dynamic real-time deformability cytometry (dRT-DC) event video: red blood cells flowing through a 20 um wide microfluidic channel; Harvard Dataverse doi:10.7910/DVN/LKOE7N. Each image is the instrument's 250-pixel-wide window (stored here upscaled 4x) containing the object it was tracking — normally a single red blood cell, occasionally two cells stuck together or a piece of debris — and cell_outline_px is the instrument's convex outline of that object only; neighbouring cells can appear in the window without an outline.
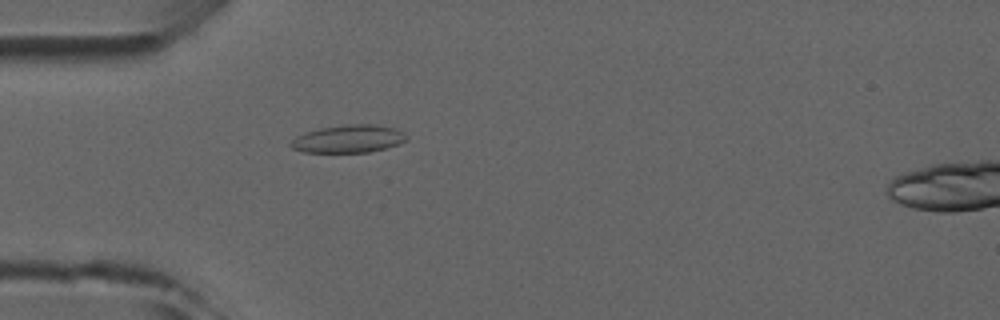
{"species": "common noctule bat (a hibernating species)", "species_latin": "Nyctalus noctula", "temperature_condition": "room temperature", "stored_images_in_passage": 4, "camera_frame_rate_fps": 3000, "um_per_image_px": 0.085, "animal": {"sex": "male", "forearm_length_mm": 52.5}, "frame": {"image": 1, "passage_image": 4, "time_ms": 4.333, "image_size_px": [1000, 320], "cell_outline_px": [[408, 140], [384, 148], [368, 152], [304, 152], [292, 148], [288, 144], [296, 136], [320, 128], [348, 124], [372, 124], [396, 128], [408, 136]], "centroid_in_image_um": [29.62, 11.8], "position_along_channel_um": 55.4, "area_um2": 18.55}}